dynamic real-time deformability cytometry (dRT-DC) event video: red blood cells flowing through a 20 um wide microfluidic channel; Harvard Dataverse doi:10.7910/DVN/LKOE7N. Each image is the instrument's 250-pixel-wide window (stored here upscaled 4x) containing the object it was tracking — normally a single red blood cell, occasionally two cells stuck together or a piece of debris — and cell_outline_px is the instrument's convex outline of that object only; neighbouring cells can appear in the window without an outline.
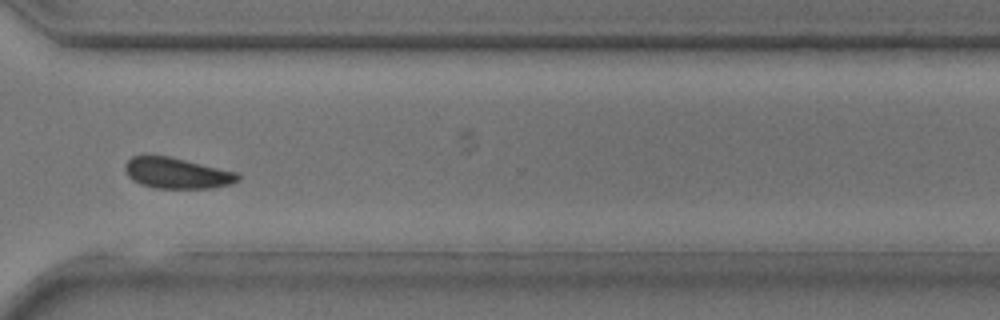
{"species": "common noctule bat (a hibernating species)", "species_latin": "Nyctalus noctula", "temperature_condition": "room temperature", "stored_images_in_passage": 33, "camera_frame_rate_fps": 3000, "um_per_image_px": 0.085, "animal": {"sex": "male", "body_mass_g": 17.9, "forearm_length_mm": 54.2}, "frame": {"image": 1, "passage_image": 24, "time_ms": 7.667, "image_size_px": [1000, 320], "cell_outline_px": [[240, 180], [232, 184], [212, 188], [156, 188], [140, 184], [132, 180], [128, 176], [124, 168], [124, 164], [132, 156], [168, 156], [236, 172], [240, 176]], "centroid_in_image_um": [15.03, 14.73], "position_along_channel_um": 355.6, "area_um2": 20.17}}
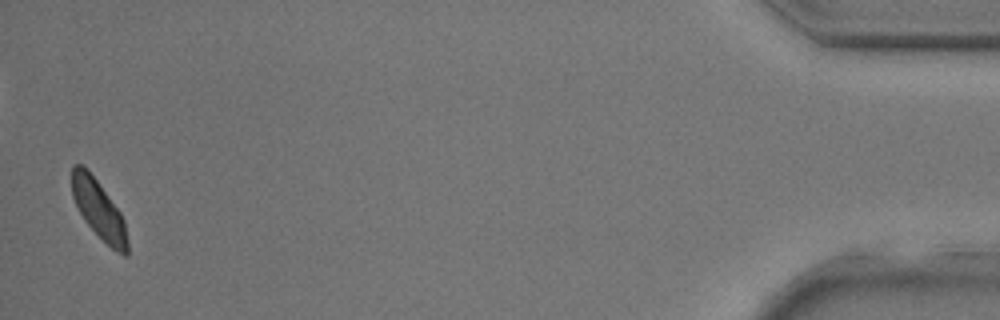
{"frame": {"image": 2, "passage_image": 33, "time_ms": 10.667, "image_size_px": [1000, 320], "cell_outline_px": [[128, 256], [124, 256], [116, 252], [84, 220], [72, 196], [72, 164], [80, 164], [96, 180], [120, 212], [124, 220], [128, 244]], "centroid_in_image_um": [8.41, 17.84], "position_along_channel_um": 426.8, "area_um2": 18.38}}